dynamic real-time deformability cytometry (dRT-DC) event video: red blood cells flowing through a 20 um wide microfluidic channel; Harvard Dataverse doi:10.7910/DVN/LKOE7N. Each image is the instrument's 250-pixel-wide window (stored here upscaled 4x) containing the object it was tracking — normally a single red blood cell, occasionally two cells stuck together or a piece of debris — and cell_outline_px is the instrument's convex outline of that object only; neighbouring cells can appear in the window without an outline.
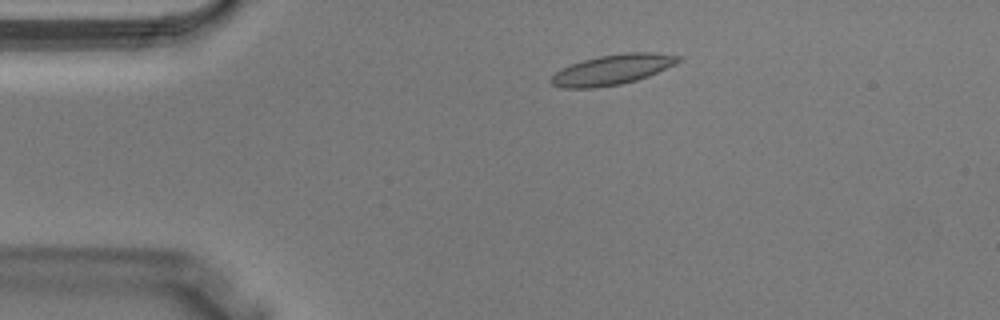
{"species": "Egyptian fruit bat (a non-hibernating species)", "species_latin": "Rousettus aegyptiacus", "temperature_condition": "warm", "stored_images_in_passage": 3, "camera_frame_rate_fps": 3000, "um_per_image_px": 0.085, "animal": {"sex": "male"}, "frame": {"image": 1, "passage_image": 1, "time_ms": 0.0, "image_size_px": [1000, 320], "cell_outline_px": [[684, 60], [676, 64], [648, 76], [636, 80], [620, 84], [596, 88], [564, 88], [552, 84], [548, 80], [560, 68], [584, 60], [600, 56], [628, 52], [652, 52], [684, 56]], "centroid_in_image_um": [52.09, 5.91], "position_along_channel_um": 32.9, "area_um2": 22.43}}